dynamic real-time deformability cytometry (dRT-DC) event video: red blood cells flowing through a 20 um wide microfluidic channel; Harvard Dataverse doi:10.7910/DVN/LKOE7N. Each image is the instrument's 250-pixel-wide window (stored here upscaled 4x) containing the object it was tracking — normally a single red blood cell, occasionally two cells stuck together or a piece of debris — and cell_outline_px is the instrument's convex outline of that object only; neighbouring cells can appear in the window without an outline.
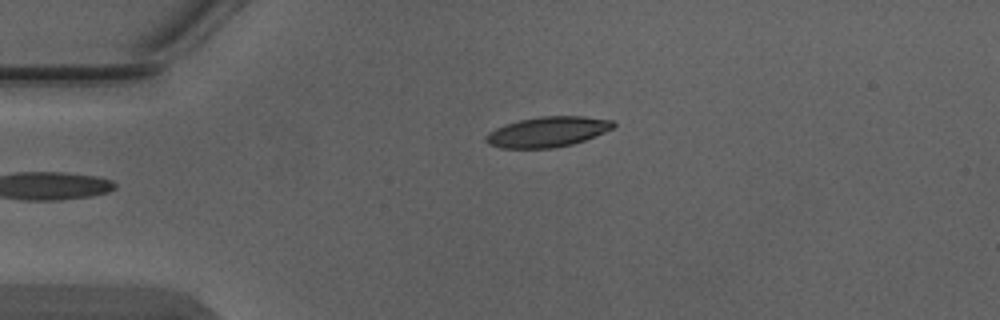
{"species": "Egyptian fruit bat (a non-hibernating species)", "species_latin": "Rousettus aegyptiacus", "temperature_condition": "warm", "stored_images_in_passage": 2, "camera_frame_rate_fps": 3000, "um_per_image_px": 0.085, "animal": {"sex": "male"}, "frame": {"image": 1, "passage_image": 2, "time_ms": 0.333, "image_size_px": [1000, 320], "cell_outline_px": [[616, 124], [612, 128], [604, 132], [584, 140], [572, 144], [552, 148], [500, 148], [488, 144], [484, 140], [484, 136], [488, 132], [504, 124], [520, 120], [540, 116], [584, 116], [612, 120]], "centroid_in_image_um": [46.5, 11.2], "position_along_channel_um": 38.5, "area_um2": 22.48}}